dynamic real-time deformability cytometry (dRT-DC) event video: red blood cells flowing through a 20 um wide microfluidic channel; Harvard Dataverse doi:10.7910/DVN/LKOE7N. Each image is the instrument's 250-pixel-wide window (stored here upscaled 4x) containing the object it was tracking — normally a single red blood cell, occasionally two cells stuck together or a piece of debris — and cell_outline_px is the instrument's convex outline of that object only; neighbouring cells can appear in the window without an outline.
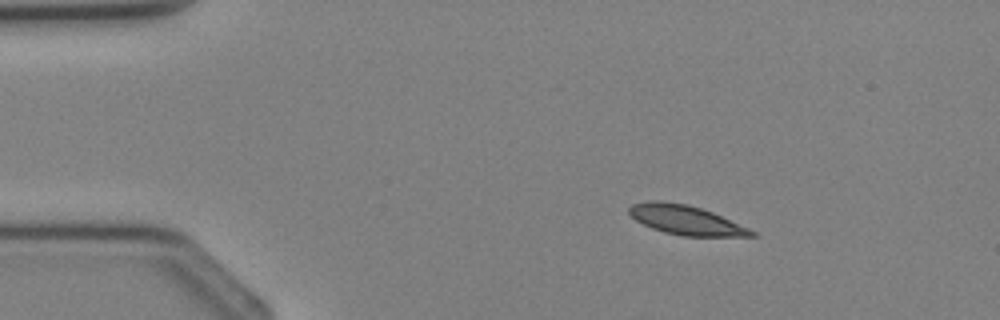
{"species": "Egyptian fruit bat (a non-hibernating species)", "species_latin": "Rousettus aegyptiacus", "temperature_condition": "cold", "stored_images_in_passage": 2, "camera_frame_rate_fps": 3000, "um_per_image_px": 0.085, "animal": {"sex": "female"}, "frame": {"image": 1, "passage_image": 1, "time_ms": 0.0, "image_size_px": [1000, 320], "cell_outline_px": [[756, 236], [684, 236], [664, 232], [652, 228], [636, 220], [628, 212], [628, 208], [632, 204], [652, 200], [660, 200], [688, 204], [712, 212], [748, 228], [756, 232]], "centroid_in_image_um": [58.27, 18.69], "position_along_channel_um": 26.7, "area_um2": 20.75}}